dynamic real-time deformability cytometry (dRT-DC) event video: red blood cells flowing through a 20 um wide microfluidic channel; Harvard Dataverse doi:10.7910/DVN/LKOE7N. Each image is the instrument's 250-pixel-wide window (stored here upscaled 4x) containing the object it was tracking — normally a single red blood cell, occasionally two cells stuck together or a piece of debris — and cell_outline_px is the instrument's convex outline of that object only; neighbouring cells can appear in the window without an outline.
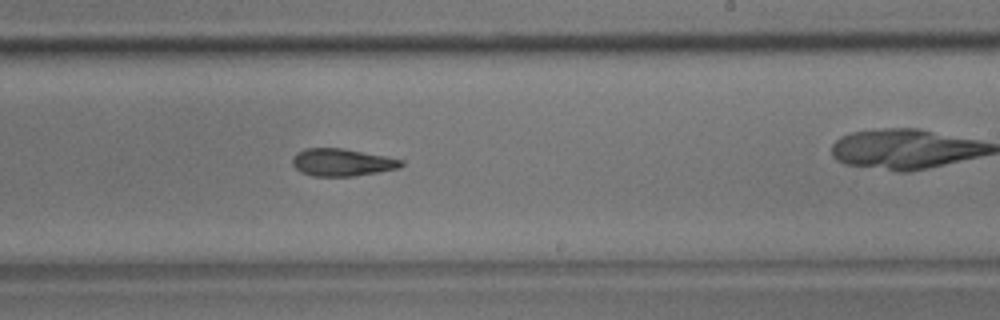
{"species": "common noctule bat (a hibernating species)", "species_latin": "Nyctalus noctula", "temperature_condition": "room temperature", "stored_images_in_passage": 23, "camera_frame_rate_fps": 3000, "um_per_image_px": 0.085, "animal": {"sex": "male", "body_mass_g": 17.9}, "frame": {"image": 1, "passage_image": 14, "time_ms": 4.333, "image_size_px": [1000, 320], "cell_outline_px": [[404, 164], [400, 168], [352, 176], [312, 176], [300, 172], [292, 164], [292, 156], [296, 152], [304, 148], [344, 148], [404, 160]], "centroid_in_image_um": [29.03, 13.79], "position_along_channel_um": 260.0, "area_um2": 17.46}}